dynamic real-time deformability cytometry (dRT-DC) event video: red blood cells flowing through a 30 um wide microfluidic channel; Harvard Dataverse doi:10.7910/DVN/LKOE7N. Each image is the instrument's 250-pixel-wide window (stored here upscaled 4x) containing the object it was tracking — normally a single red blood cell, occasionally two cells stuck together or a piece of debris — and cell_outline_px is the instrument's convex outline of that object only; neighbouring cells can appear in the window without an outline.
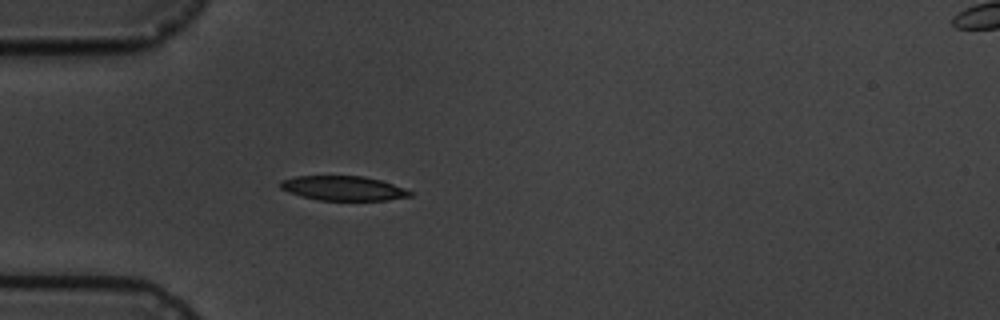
{"species": "common noctule bat (a hibernating species)", "species_latin": "Nyctalus noctula", "temperature_condition": "cold", "stored_images_in_passage": 5, "camera_frame_rate_fps": 3000, "um_per_image_px": 0.085, "animal": {"sex": "male", "body_mass_g": 19.5, "forearm_length_mm": 54.6}, "frame": {"image": 1, "passage_image": 5, "time_ms": 4.667, "image_size_px": [1000, 320], "cell_outline_px": [[412, 196], [388, 200], [320, 200], [288, 192], [280, 188], [280, 180], [296, 176], [364, 176], [380, 180], [392, 184], [412, 192]], "centroid_in_image_um": [29.16, 16.0], "position_along_channel_um": 55.8, "area_um2": 18.32}}